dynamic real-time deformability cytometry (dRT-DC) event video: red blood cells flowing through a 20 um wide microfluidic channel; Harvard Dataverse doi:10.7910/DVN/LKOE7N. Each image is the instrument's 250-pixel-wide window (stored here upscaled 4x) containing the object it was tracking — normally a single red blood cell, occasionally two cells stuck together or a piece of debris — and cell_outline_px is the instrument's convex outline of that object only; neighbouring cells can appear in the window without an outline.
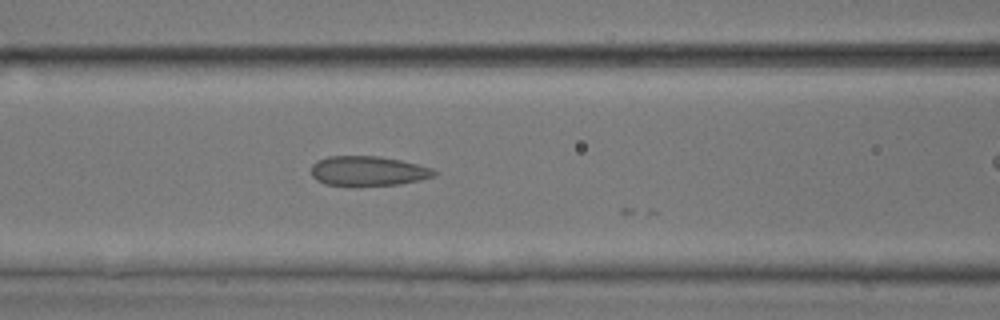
{"species": "common noctule bat (a hibernating species)", "species_latin": "Nyctalus noctula", "temperature_condition": "room temperature", "stored_images_in_passage": 23, "camera_frame_rate_fps": 3000, "um_per_image_px": 0.085, "animal": {"sex": "male", "body_mass_g": 17.9, "forearm_length_mm": 54.2}, "frame": {"image": 1, "passage_image": 22, "time_ms": 7.0, "image_size_px": [1000, 320], "cell_outline_px": [[440, 172], [436, 176], [420, 180], [400, 184], [360, 188], [324, 184], [316, 180], [312, 176], [312, 164], [316, 160], [328, 156], [380, 156], [400, 160], [432, 168]], "centroid_in_image_um": [31.28, 14.57], "position_along_channel_um": 135.3, "area_um2": 22.14}}